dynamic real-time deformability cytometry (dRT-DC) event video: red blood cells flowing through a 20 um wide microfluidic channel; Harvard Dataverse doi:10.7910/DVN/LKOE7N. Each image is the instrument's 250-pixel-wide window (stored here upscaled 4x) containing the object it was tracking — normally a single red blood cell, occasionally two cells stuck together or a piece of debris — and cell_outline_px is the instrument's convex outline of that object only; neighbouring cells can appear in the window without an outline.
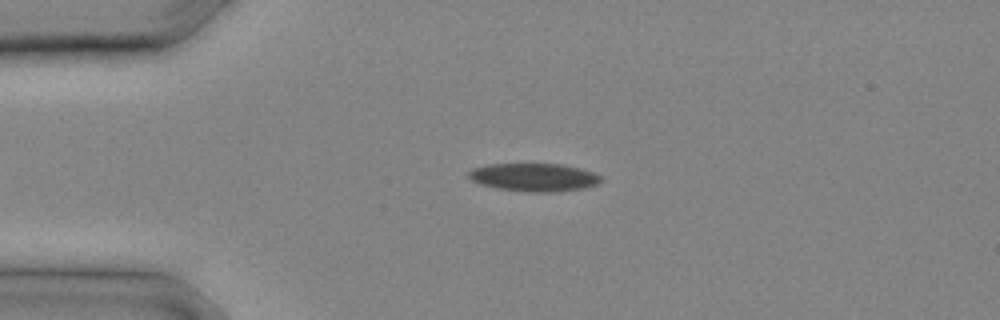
{"species": "common noctule bat (a hibernating species)", "species_latin": "Nyctalus noctula", "temperature_condition": "cold", "stored_images_in_passage": 6, "camera_frame_rate_fps": 3000, "um_per_image_px": 0.085, "animal": {"sex": "male", "body_mass_g": 20.4}, "frame": {"image": 1, "passage_image": 1, "time_ms": 0.0, "image_size_px": [1000, 320], "cell_outline_px": [[600, 180], [596, 184], [584, 188], [556, 192], [524, 192], [496, 188], [480, 184], [472, 180], [468, 176], [468, 172], [472, 168], [484, 164], [560, 164], [580, 168], [592, 172], [600, 176]], "centroid_in_image_um": [45.33, 15.07], "position_along_channel_um": 39.7, "area_um2": 21.68}}
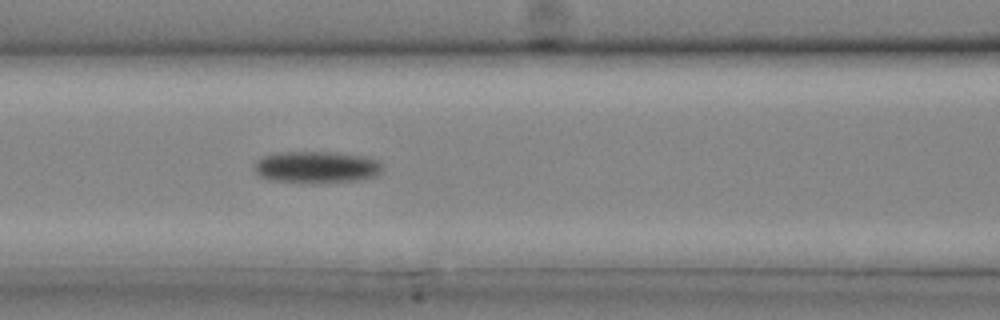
{"frame": {"image": 2, "passage_image": 6, "time_ms": 1.667, "image_size_px": [1000, 320], "cell_outline_px": [[384, 172], [376, 176], [360, 180], [268, 180], [260, 176], [252, 168], [256, 160], [264, 156], [280, 152], [336, 152], [364, 156], [376, 160], [384, 164]], "centroid_in_image_um": [26.95, 14.16], "position_along_channel_um": 139.7, "area_um2": 23.12}}